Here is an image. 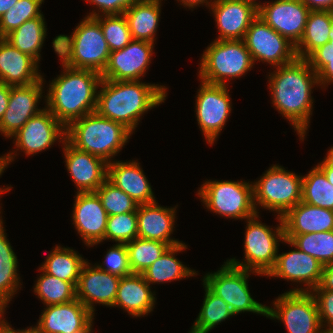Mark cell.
I'll list each match as a JSON object with an SVG mask.
<instances>
[{
    "instance_id": "obj_48",
    "label": "cell",
    "mask_w": 333,
    "mask_h": 333,
    "mask_svg": "<svg viewBox=\"0 0 333 333\" xmlns=\"http://www.w3.org/2000/svg\"><path fill=\"white\" fill-rule=\"evenodd\" d=\"M314 289L333 291V264L323 266L320 283Z\"/></svg>"
},
{
    "instance_id": "obj_46",
    "label": "cell",
    "mask_w": 333,
    "mask_h": 333,
    "mask_svg": "<svg viewBox=\"0 0 333 333\" xmlns=\"http://www.w3.org/2000/svg\"><path fill=\"white\" fill-rule=\"evenodd\" d=\"M311 293L315 297L318 306L319 321L322 328H327L324 329L325 333L333 331V291L313 289ZM325 325L326 327H323Z\"/></svg>"
},
{
    "instance_id": "obj_5",
    "label": "cell",
    "mask_w": 333,
    "mask_h": 333,
    "mask_svg": "<svg viewBox=\"0 0 333 333\" xmlns=\"http://www.w3.org/2000/svg\"><path fill=\"white\" fill-rule=\"evenodd\" d=\"M131 134L123 124L96 112L84 115L66 127V140L72 146L98 156L107 163L126 145Z\"/></svg>"
},
{
    "instance_id": "obj_26",
    "label": "cell",
    "mask_w": 333,
    "mask_h": 333,
    "mask_svg": "<svg viewBox=\"0 0 333 333\" xmlns=\"http://www.w3.org/2000/svg\"><path fill=\"white\" fill-rule=\"evenodd\" d=\"M107 180L123 190L138 205L155 202L152 187L136 161L108 163Z\"/></svg>"
},
{
    "instance_id": "obj_50",
    "label": "cell",
    "mask_w": 333,
    "mask_h": 333,
    "mask_svg": "<svg viewBox=\"0 0 333 333\" xmlns=\"http://www.w3.org/2000/svg\"><path fill=\"white\" fill-rule=\"evenodd\" d=\"M10 96V86L0 81V121L7 110Z\"/></svg>"
},
{
    "instance_id": "obj_30",
    "label": "cell",
    "mask_w": 333,
    "mask_h": 333,
    "mask_svg": "<svg viewBox=\"0 0 333 333\" xmlns=\"http://www.w3.org/2000/svg\"><path fill=\"white\" fill-rule=\"evenodd\" d=\"M187 249L185 243H180L169 247L151 266L145 269L141 274L150 285L154 283L171 282L182 278L195 276L197 273L175 258L177 252Z\"/></svg>"
},
{
    "instance_id": "obj_16",
    "label": "cell",
    "mask_w": 333,
    "mask_h": 333,
    "mask_svg": "<svg viewBox=\"0 0 333 333\" xmlns=\"http://www.w3.org/2000/svg\"><path fill=\"white\" fill-rule=\"evenodd\" d=\"M154 43L132 40L123 49L110 52L108 64L101 74L102 79L113 81L141 80L153 55Z\"/></svg>"
},
{
    "instance_id": "obj_13",
    "label": "cell",
    "mask_w": 333,
    "mask_h": 333,
    "mask_svg": "<svg viewBox=\"0 0 333 333\" xmlns=\"http://www.w3.org/2000/svg\"><path fill=\"white\" fill-rule=\"evenodd\" d=\"M227 86L201 81L196 98V117L206 141L211 145L217 139L231 113Z\"/></svg>"
},
{
    "instance_id": "obj_21",
    "label": "cell",
    "mask_w": 333,
    "mask_h": 333,
    "mask_svg": "<svg viewBox=\"0 0 333 333\" xmlns=\"http://www.w3.org/2000/svg\"><path fill=\"white\" fill-rule=\"evenodd\" d=\"M89 264L86 261L81 268L76 285V298L95 314L94 303L109 307L114 305L121 277Z\"/></svg>"
},
{
    "instance_id": "obj_20",
    "label": "cell",
    "mask_w": 333,
    "mask_h": 333,
    "mask_svg": "<svg viewBox=\"0 0 333 333\" xmlns=\"http://www.w3.org/2000/svg\"><path fill=\"white\" fill-rule=\"evenodd\" d=\"M65 166L77 186L76 193L95 192L107 180L108 163L95 155L63 142Z\"/></svg>"
},
{
    "instance_id": "obj_10",
    "label": "cell",
    "mask_w": 333,
    "mask_h": 333,
    "mask_svg": "<svg viewBox=\"0 0 333 333\" xmlns=\"http://www.w3.org/2000/svg\"><path fill=\"white\" fill-rule=\"evenodd\" d=\"M257 272L232 266L227 261L214 273L203 278L205 284L214 294L221 297L231 308L234 315L253 312L267 316V307L255 301L249 292L247 279L250 273Z\"/></svg>"
},
{
    "instance_id": "obj_56",
    "label": "cell",
    "mask_w": 333,
    "mask_h": 333,
    "mask_svg": "<svg viewBox=\"0 0 333 333\" xmlns=\"http://www.w3.org/2000/svg\"><path fill=\"white\" fill-rule=\"evenodd\" d=\"M327 156L325 157L324 161L333 168V147L330 148L329 152H327Z\"/></svg>"
},
{
    "instance_id": "obj_36",
    "label": "cell",
    "mask_w": 333,
    "mask_h": 333,
    "mask_svg": "<svg viewBox=\"0 0 333 333\" xmlns=\"http://www.w3.org/2000/svg\"><path fill=\"white\" fill-rule=\"evenodd\" d=\"M284 237L299 250L316 258L323 266L333 264V230L302 235H284Z\"/></svg>"
},
{
    "instance_id": "obj_27",
    "label": "cell",
    "mask_w": 333,
    "mask_h": 333,
    "mask_svg": "<svg viewBox=\"0 0 333 333\" xmlns=\"http://www.w3.org/2000/svg\"><path fill=\"white\" fill-rule=\"evenodd\" d=\"M284 235H302L333 230V211L299 202L282 217Z\"/></svg>"
},
{
    "instance_id": "obj_44",
    "label": "cell",
    "mask_w": 333,
    "mask_h": 333,
    "mask_svg": "<svg viewBox=\"0 0 333 333\" xmlns=\"http://www.w3.org/2000/svg\"><path fill=\"white\" fill-rule=\"evenodd\" d=\"M306 60L317 73L319 85L325 88V85L333 83V43L327 42L317 48Z\"/></svg>"
},
{
    "instance_id": "obj_11",
    "label": "cell",
    "mask_w": 333,
    "mask_h": 333,
    "mask_svg": "<svg viewBox=\"0 0 333 333\" xmlns=\"http://www.w3.org/2000/svg\"><path fill=\"white\" fill-rule=\"evenodd\" d=\"M267 307V316L281 320L288 333H325L319 321L315 297L307 291H288ZM321 329V330H320Z\"/></svg>"
},
{
    "instance_id": "obj_17",
    "label": "cell",
    "mask_w": 333,
    "mask_h": 333,
    "mask_svg": "<svg viewBox=\"0 0 333 333\" xmlns=\"http://www.w3.org/2000/svg\"><path fill=\"white\" fill-rule=\"evenodd\" d=\"M94 314L77 298L48 305L35 328L39 333H91Z\"/></svg>"
},
{
    "instance_id": "obj_57",
    "label": "cell",
    "mask_w": 333,
    "mask_h": 333,
    "mask_svg": "<svg viewBox=\"0 0 333 333\" xmlns=\"http://www.w3.org/2000/svg\"><path fill=\"white\" fill-rule=\"evenodd\" d=\"M329 43H333V17H332V23L330 27V32H329Z\"/></svg>"
},
{
    "instance_id": "obj_47",
    "label": "cell",
    "mask_w": 333,
    "mask_h": 333,
    "mask_svg": "<svg viewBox=\"0 0 333 333\" xmlns=\"http://www.w3.org/2000/svg\"><path fill=\"white\" fill-rule=\"evenodd\" d=\"M86 1L90 2V4H94V6L95 5L97 6L96 9L98 8L97 10L98 13H96L94 10L93 12L89 13V15H87V17L95 18L97 16H100V13H103L102 15H122L138 0H86Z\"/></svg>"
},
{
    "instance_id": "obj_54",
    "label": "cell",
    "mask_w": 333,
    "mask_h": 333,
    "mask_svg": "<svg viewBox=\"0 0 333 333\" xmlns=\"http://www.w3.org/2000/svg\"><path fill=\"white\" fill-rule=\"evenodd\" d=\"M180 1V3L186 7L189 8H194L196 6H198L199 4H203L206 3L205 5H208L209 7L211 6V4L213 3L212 0H178Z\"/></svg>"
},
{
    "instance_id": "obj_33",
    "label": "cell",
    "mask_w": 333,
    "mask_h": 333,
    "mask_svg": "<svg viewBox=\"0 0 333 333\" xmlns=\"http://www.w3.org/2000/svg\"><path fill=\"white\" fill-rule=\"evenodd\" d=\"M46 31L42 14L40 17L25 21L17 29L6 35L4 39L20 52L30 55L38 62Z\"/></svg>"
},
{
    "instance_id": "obj_37",
    "label": "cell",
    "mask_w": 333,
    "mask_h": 333,
    "mask_svg": "<svg viewBox=\"0 0 333 333\" xmlns=\"http://www.w3.org/2000/svg\"><path fill=\"white\" fill-rule=\"evenodd\" d=\"M302 202L333 211V185L317 166L302 176Z\"/></svg>"
},
{
    "instance_id": "obj_18",
    "label": "cell",
    "mask_w": 333,
    "mask_h": 333,
    "mask_svg": "<svg viewBox=\"0 0 333 333\" xmlns=\"http://www.w3.org/2000/svg\"><path fill=\"white\" fill-rule=\"evenodd\" d=\"M283 242L295 247V250L277 254L276 263L266 276L304 283L307 288H294L290 291L311 292L320 283L323 265L313 256L299 250L289 240L284 239Z\"/></svg>"
},
{
    "instance_id": "obj_59",
    "label": "cell",
    "mask_w": 333,
    "mask_h": 333,
    "mask_svg": "<svg viewBox=\"0 0 333 333\" xmlns=\"http://www.w3.org/2000/svg\"><path fill=\"white\" fill-rule=\"evenodd\" d=\"M0 333H8V332L0 325Z\"/></svg>"
},
{
    "instance_id": "obj_22",
    "label": "cell",
    "mask_w": 333,
    "mask_h": 333,
    "mask_svg": "<svg viewBox=\"0 0 333 333\" xmlns=\"http://www.w3.org/2000/svg\"><path fill=\"white\" fill-rule=\"evenodd\" d=\"M72 219L78 234L87 246L104 241L108 214L95 192L77 193Z\"/></svg>"
},
{
    "instance_id": "obj_2",
    "label": "cell",
    "mask_w": 333,
    "mask_h": 333,
    "mask_svg": "<svg viewBox=\"0 0 333 333\" xmlns=\"http://www.w3.org/2000/svg\"><path fill=\"white\" fill-rule=\"evenodd\" d=\"M98 91L95 112L123 124L132 133L140 117L149 109L164 102L167 97L165 86L134 81L102 79Z\"/></svg>"
},
{
    "instance_id": "obj_3",
    "label": "cell",
    "mask_w": 333,
    "mask_h": 333,
    "mask_svg": "<svg viewBox=\"0 0 333 333\" xmlns=\"http://www.w3.org/2000/svg\"><path fill=\"white\" fill-rule=\"evenodd\" d=\"M63 73L49 84L47 109L67 127L76 119L95 112L102 76L89 69H75L62 63Z\"/></svg>"
},
{
    "instance_id": "obj_49",
    "label": "cell",
    "mask_w": 333,
    "mask_h": 333,
    "mask_svg": "<svg viewBox=\"0 0 333 333\" xmlns=\"http://www.w3.org/2000/svg\"><path fill=\"white\" fill-rule=\"evenodd\" d=\"M302 1L311 11L322 10V11H333V0H300Z\"/></svg>"
},
{
    "instance_id": "obj_41",
    "label": "cell",
    "mask_w": 333,
    "mask_h": 333,
    "mask_svg": "<svg viewBox=\"0 0 333 333\" xmlns=\"http://www.w3.org/2000/svg\"><path fill=\"white\" fill-rule=\"evenodd\" d=\"M95 19L100 23V27L105 40L108 43L110 52L123 49L133 40L124 14L101 15L95 17Z\"/></svg>"
},
{
    "instance_id": "obj_32",
    "label": "cell",
    "mask_w": 333,
    "mask_h": 333,
    "mask_svg": "<svg viewBox=\"0 0 333 333\" xmlns=\"http://www.w3.org/2000/svg\"><path fill=\"white\" fill-rule=\"evenodd\" d=\"M333 11H310L305 31L300 42L295 46L297 58L306 59L314 50L329 41Z\"/></svg>"
},
{
    "instance_id": "obj_28",
    "label": "cell",
    "mask_w": 333,
    "mask_h": 333,
    "mask_svg": "<svg viewBox=\"0 0 333 333\" xmlns=\"http://www.w3.org/2000/svg\"><path fill=\"white\" fill-rule=\"evenodd\" d=\"M142 274L133 273L121 277L113 307H121L133 317H141L153 311L154 292Z\"/></svg>"
},
{
    "instance_id": "obj_24",
    "label": "cell",
    "mask_w": 333,
    "mask_h": 333,
    "mask_svg": "<svg viewBox=\"0 0 333 333\" xmlns=\"http://www.w3.org/2000/svg\"><path fill=\"white\" fill-rule=\"evenodd\" d=\"M38 63L0 38V81L8 86H25L40 81Z\"/></svg>"
},
{
    "instance_id": "obj_51",
    "label": "cell",
    "mask_w": 333,
    "mask_h": 333,
    "mask_svg": "<svg viewBox=\"0 0 333 333\" xmlns=\"http://www.w3.org/2000/svg\"><path fill=\"white\" fill-rule=\"evenodd\" d=\"M13 158H15L13 152L8 153V154L0 157V176L4 172V170L7 167V165L14 160ZM11 188L12 187H8V188H4L3 190L1 188L0 189V194H3L4 192H9V190H11ZM0 213H1V211H0Z\"/></svg>"
},
{
    "instance_id": "obj_45",
    "label": "cell",
    "mask_w": 333,
    "mask_h": 333,
    "mask_svg": "<svg viewBox=\"0 0 333 333\" xmlns=\"http://www.w3.org/2000/svg\"><path fill=\"white\" fill-rule=\"evenodd\" d=\"M104 258L105 261L102 263L103 266L102 264L96 265L99 269L119 277L133 274L129 264L128 248L125 243H117L113 245V247L107 251Z\"/></svg>"
},
{
    "instance_id": "obj_9",
    "label": "cell",
    "mask_w": 333,
    "mask_h": 333,
    "mask_svg": "<svg viewBox=\"0 0 333 333\" xmlns=\"http://www.w3.org/2000/svg\"><path fill=\"white\" fill-rule=\"evenodd\" d=\"M197 194L207 209L221 216L247 220L257 214L252 183L209 180L199 188Z\"/></svg>"
},
{
    "instance_id": "obj_12",
    "label": "cell",
    "mask_w": 333,
    "mask_h": 333,
    "mask_svg": "<svg viewBox=\"0 0 333 333\" xmlns=\"http://www.w3.org/2000/svg\"><path fill=\"white\" fill-rule=\"evenodd\" d=\"M253 63L257 60L276 67L291 63L297 58L295 45L257 16L243 38ZM256 60V61H255Z\"/></svg>"
},
{
    "instance_id": "obj_14",
    "label": "cell",
    "mask_w": 333,
    "mask_h": 333,
    "mask_svg": "<svg viewBox=\"0 0 333 333\" xmlns=\"http://www.w3.org/2000/svg\"><path fill=\"white\" fill-rule=\"evenodd\" d=\"M13 137L17 150L21 149L29 156L48 149L57 140L64 142L66 127L44 107V110L31 117Z\"/></svg>"
},
{
    "instance_id": "obj_39",
    "label": "cell",
    "mask_w": 333,
    "mask_h": 333,
    "mask_svg": "<svg viewBox=\"0 0 333 333\" xmlns=\"http://www.w3.org/2000/svg\"><path fill=\"white\" fill-rule=\"evenodd\" d=\"M129 253V264L132 273L141 274L152 265L170 246L157 240L135 238L126 243Z\"/></svg>"
},
{
    "instance_id": "obj_19",
    "label": "cell",
    "mask_w": 333,
    "mask_h": 333,
    "mask_svg": "<svg viewBox=\"0 0 333 333\" xmlns=\"http://www.w3.org/2000/svg\"><path fill=\"white\" fill-rule=\"evenodd\" d=\"M43 81L42 78L30 85L10 86L8 107L0 121V133L5 137L12 138L31 117L44 110L38 109L37 106L43 96Z\"/></svg>"
},
{
    "instance_id": "obj_23",
    "label": "cell",
    "mask_w": 333,
    "mask_h": 333,
    "mask_svg": "<svg viewBox=\"0 0 333 333\" xmlns=\"http://www.w3.org/2000/svg\"><path fill=\"white\" fill-rule=\"evenodd\" d=\"M211 10L219 31L216 40H243L258 10L250 0H213Z\"/></svg>"
},
{
    "instance_id": "obj_31",
    "label": "cell",
    "mask_w": 333,
    "mask_h": 333,
    "mask_svg": "<svg viewBox=\"0 0 333 333\" xmlns=\"http://www.w3.org/2000/svg\"><path fill=\"white\" fill-rule=\"evenodd\" d=\"M4 231L3 221L0 219V313H4L8 302L20 286L17 256Z\"/></svg>"
},
{
    "instance_id": "obj_38",
    "label": "cell",
    "mask_w": 333,
    "mask_h": 333,
    "mask_svg": "<svg viewBox=\"0 0 333 333\" xmlns=\"http://www.w3.org/2000/svg\"><path fill=\"white\" fill-rule=\"evenodd\" d=\"M39 270L43 274L35 283L34 293L46 306L68 303L76 299V287L71 282L49 275L41 268Z\"/></svg>"
},
{
    "instance_id": "obj_40",
    "label": "cell",
    "mask_w": 333,
    "mask_h": 333,
    "mask_svg": "<svg viewBox=\"0 0 333 333\" xmlns=\"http://www.w3.org/2000/svg\"><path fill=\"white\" fill-rule=\"evenodd\" d=\"M44 0H18L0 17V38L17 29L25 21L40 17Z\"/></svg>"
},
{
    "instance_id": "obj_4",
    "label": "cell",
    "mask_w": 333,
    "mask_h": 333,
    "mask_svg": "<svg viewBox=\"0 0 333 333\" xmlns=\"http://www.w3.org/2000/svg\"><path fill=\"white\" fill-rule=\"evenodd\" d=\"M52 44L61 62L71 68L89 69L102 74L109 61L108 43L100 23L92 17L82 19L70 37L56 36Z\"/></svg>"
},
{
    "instance_id": "obj_43",
    "label": "cell",
    "mask_w": 333,
    "mask_h": 333,
    "mask_svg": "<svg viewBox=\"0 0 333 333\" xmlns=\"http://www.w3.org/2000/svg\"><path fill=\"white\" fill-rule=\"evenodd\" d=\"M137 237V212L108 216L104 240L126 244Z\"/></svg>"
},
{
    "instance_id": "obj_53",
    "label": "cell",
    "mask_w": 333,
    "mask_h": 333,
    "mask_svg": "<svg viewBox=\"0 0 333 333\" xmlns=\"http://www.w3.org/2000/svg\"><path fill=\"white\" fill-rule=\"evenodd\" d=\"M317 167L325 174L327 180L333 185V168L330 167L324 160Z\"/></svg>"
},
{
    "instance_id": "obj_55",
    "label": "cell",
    "mask_w": 333,
    "mask_h": 333,
    "mask_svg": "<svg viewBox=\"0 0 333 333\" xmlns=\"http://www.w3.org/2000/svg\"><path fill=\"white\" fill-rule=\"evenodd\" d=\"M18 0H0V17L6 13L10 7L14 6V4Z\"/></svg>"
},
{
    "instance_id": "obj_6",
    "label": "cell",
    "mask_w": 333,
    "mask_h": 333,
    "mask_svg": "<svg viewBox=\"0 0 333 333\" xmlns=\"http://www.w3.org/2000/svg\"><path fill=\"white\" fill-rule=\"evenodd\" d=\"M200 61L201 81L224 86L228 78H240L254 65L243 40L215 39L203 52Z\"/></svg>"
},
{
    "instance_id": "obj_7",
    "label": "cell",
    "mask_w": 333,
    "mask_h": 333,
    "mask_svg": "<svg viewBox=\"0 0 333 333\" xmlns=\"http://www.w3.org/2000/svg\"><path fill=\"white\" fill-rule=\"evenodd\" d=\"M259 215L247 219L244 241V261L228 259L232 266L251 270L266 276L274 267L278 254L279 241H283L284 227L282 218L277 217L279 225L275 231L257 220Z\"/></svg>"
},
{
    "instance_id": "obj_34",
    "label": "cell",
    "mask_w": 333,
    "mask_h": 333,
    "mask_svg": "<svg viewBox=\"0 0 333 333\" xmlns=\"http://www.w3.org/2000/svg\"><path fill=\"white\" fill-rule=\"evenodd\" d=\"M85 262L86 260L73 249L56 246L47 255L40 268L49 275L71 282L76 287L81 268Z\"/></svg>"
},
{
    "instance_id": "obj_25",
    "label": "cell",
    "mask_w": 333,
    "mask_h": 333,
    "mask_svg": "<svg viewBox=\"0 0 333 333\" xmlns=\"http://www.w3.org/2000/svg\"><path fill=\"white\" fill-rule=\"evenodd\" d=\"M152 202L137 207L138 238L157 240L168 244L170 247L182 243L171 239L175 223L177 207L167 208Z\"/></svg>"
},
{
    "instance_id": "obj_58",
    "label": "cell",
    "mask_w": 333,
    "mask_h": 333,
    "mask_svg": "<svg viewBox=\"0 0 333 333\" xmlns=\"http://www.w3.org/2000/svg\"><path fill=\"white\" fill-rule=\"evenodd\" d=\"M252 2V4L254 5V7L259 10L261 8V4H259L258 2H256L255 0H250Z\"/></svg>"
},
{
    "instance_id": "obj_35",
    "label": "cell",
    "mask_w": 333,
    "mask_h": 333,
    "mask_svg": "<svg viewBox=\"0 0 333 333\" xmlns=\"http://www.w3.org/2000/svg\"><path fill=\"white\" fill-rule=\"evenodd\" d=\"M205 297L199 315L189 333H208L216 325L233 316L230 306L205 284Z\"/></svg>"
},
{
    "instance_id": "obj_52",
    "label": "cell",
    "mask_w": 333,
    "mask_h": 333,
    "mask_svg": "<svg viewBox=\"0 0 333 333\" xmlns=\"http://www.w3.org/2000/svg\"><path fill=\"white\" fill-rule=\"evenodd\" d=\"M4 313H0V325L8 332V333H39V331L35 327H29L24 330H14L8 322H5V319H1Z\"/></svg>"
},
{
    "instance_id": "obj_42",
    "label": "cell",
    "mask_w": 333,
    "mask_h": 333,
    "mask_svg": "<svg viewBox=\"0 0 333 333\" xmlns=\"http://www.w3.org/2000/svg\"><path fill=\"white\" fill-rule=\"evenodd\" d=\"M95 193L100 198L108 216L137 212L138 204L123 190L117 188L108 180H106Z\"/></svg>"
},
{
    "instance_id": "obj_1",
    "label": "cell",
    "mask_w": 333,
    "mask_h": 333,
    "mask_svg": "<svg viewBox=\"0 0 333 333\" xmlns=\"http://www.w3.org/2000/svg\"><path fill=\"white\" fill-rule=\"evenodd\" d=\"M276 69L268 75L272 104L304 140L313 109L312 87L319 85L317 73L301 58Z\"/></svg>"
},
{
    "instance_id": "obj_29",
    "label": "cell",
    "mask_w": 333,
    "mask_h": 333,
    "mask_svg": "<svg viewBox=\"0 0 333 333\" xmlns=\"http://www.w3.org/2000/svg\"><path fill=\"white\" fill-rule=\"evenodd\" d=\"M160 8L161 0H138L124 12L132 39L154 43Z\"/></svg>"
},
{
    "instance_id": "obj_8",
    "label": "cell",
    "mask_w": 333,
    "mask_h": 333,
    "mask_svg": "<svg viewBox=\"0 0 333 333\" xmlns=\"http://www.w3.org/2000/svg\"><path fill=\"white\" fill-rule=\"evenodd\" d=\"M253 184V202L277 212L282 217L288 210L302 201V176L285 170L282 166H271L258 181Z\"/></svg>"
},
{
    "instance_id": "obj_15",
    "label": "cell",
    "mask_w": 333,
    "mask_h": 333,
    "mask_svg": "<svg viewBox=\"0 0 333 333\" xmlns=\"http://www.w3.org/2000/svg\"><path fill=\"white\" fill-rule=\"evenodd\" d=\"M310 11L300 0H275L262 4L258 16L296 46L303 37Z\"/></svg>"
}]
</instances>
